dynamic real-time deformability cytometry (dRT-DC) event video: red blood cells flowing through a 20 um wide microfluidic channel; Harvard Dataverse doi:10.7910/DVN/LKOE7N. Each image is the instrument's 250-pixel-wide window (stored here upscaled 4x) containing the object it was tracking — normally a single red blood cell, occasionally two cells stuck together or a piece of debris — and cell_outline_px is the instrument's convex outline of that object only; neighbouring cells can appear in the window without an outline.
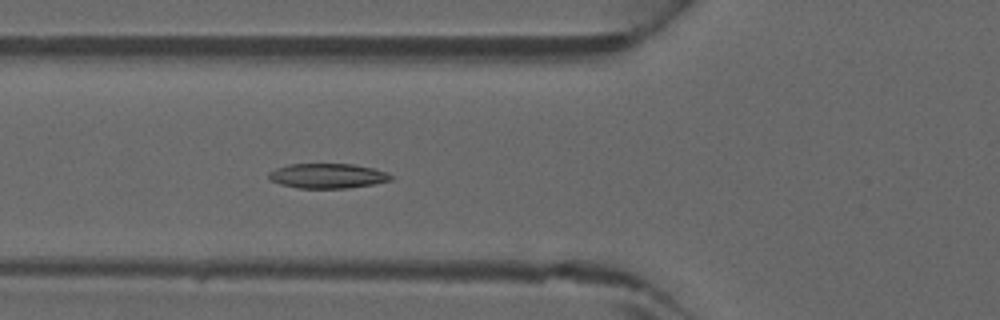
{"species": "common noctule bat (a hibernating species)", "species_latin": "Nyctalus noctula", "temperature_condition": "warm", "stored_images_in_passage": 28, "camera_frame_rate_fps": 3000, "um_per_image_px": 0.085, "animal": {"sex": "male", "forearm_length_mm": 52.5}, "frame": {"image": 1, "passage_image": 6, "time_ms": 1.667, "image_size_px": [1000, 320], "cell_outline_px": [[392, 180], [372, 184], [348, 188], [300, 188], [280, 184], [272, 180], [268, 176], [268, 172], [276, 168], [288, 164], [352, 164], [372, 168], [388, 172], [392, 176]], "centroid_in_image_um": [27.84, 14.94], "position_along_channel_um": 98.0, "area_um2": 17.57}}
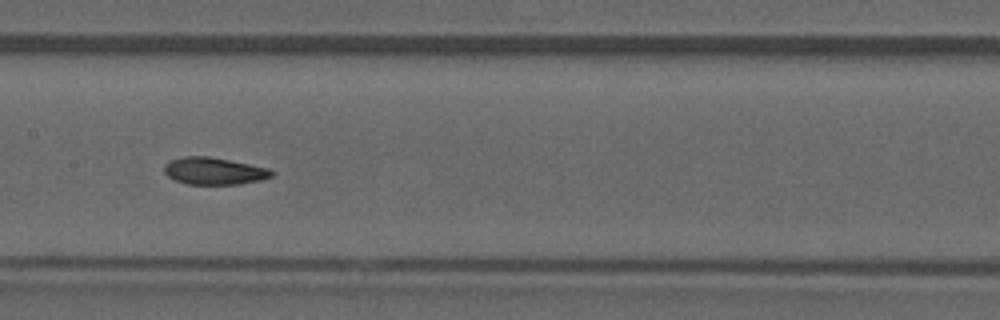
{"frame": {"image": 2, "passage_image": 12, "time_ms": 3.667, "image_size_px": [1000, 320], "cell_outline_px": [[276, 172], [272, 176], [260, 180], [240, 184], [188, 184], [176, 180], [168, 176], [164, 172], [164, 164], [168, 160], [180, 156], [208, 156], [268, 168]], "centroid_in_image_um": [18.16, 14.53], "position_along_channel_um": 189.2, "area_um2": 16.99}}
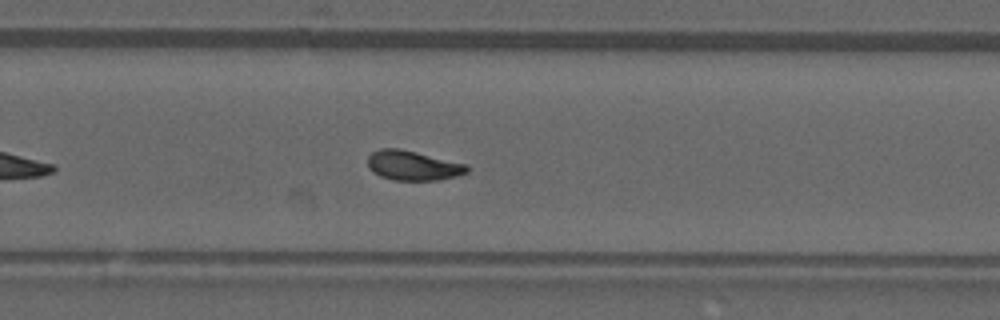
{"frame": {"image": 3, "passage_image": 19, "time_ms": 6.0, "image_size_px": [1000, 320], "cell_outline_px": [[468, 172], [456, 176], [440, 180], [392, 180], [380, 176], [372, 172], [368, 168], [368, 156], [372, 152], [380, 148], [400, 148], [468, 164]], "centroid_in_image_um": [35.09, 14.07], "position_along_channel_um": 294.7, "area_um2": 17.34}}